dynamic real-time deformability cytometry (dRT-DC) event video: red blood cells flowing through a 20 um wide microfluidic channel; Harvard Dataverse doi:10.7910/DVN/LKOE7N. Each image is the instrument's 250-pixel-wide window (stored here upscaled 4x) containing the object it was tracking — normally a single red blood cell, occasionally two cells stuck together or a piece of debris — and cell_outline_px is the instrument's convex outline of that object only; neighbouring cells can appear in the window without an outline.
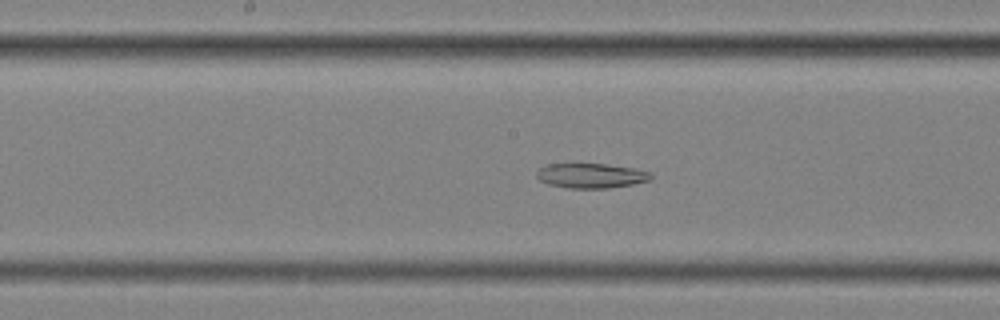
{"species": "common noctule bat (a hibernating species)", "species_latin": "Nyctalus noctula", "temperature_condition": "cold", "stored_images_in_passage": 49, "segment_of_instrument_passage": [2, 2], "camera_frame_rate_fps": 3000, "um_per_image_px": 0.085, "animal": {"sex": "female", "body_mass_g": 25.1}, "frame": {"image": 1, "passage_image": 22, "time_ms": 7.0, "image_size_px": [1000, 320], "cell_outline_px": [[652, 180], [632, 184], [608, 188], [568, 188], [548, 184], [540, 180], [536, 176], [536, 172], [540, 168], [548, 164], [604, 164], [632, 168], [652, 172]], "centroid_in_image_um": [50.25, 14.94], "position_along_channel_um": 198.0, "area_um2": 16.42}}
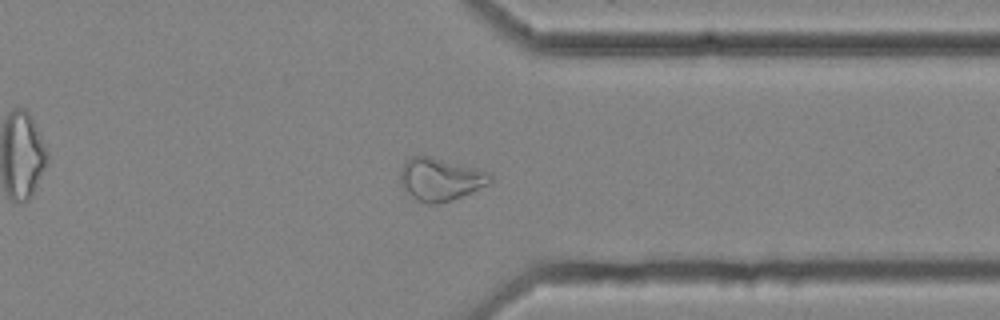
{"frame": {"image": 2, "passage_image": 37, "time_ms": 12.0, "image_size_px": [1000, 320], "cell_outline_px": [[492, 180], [488, 184], [472, 192], [436, 204], [428, 204], [416, 200], [400, 184], [400, 172], [404, 164], [412, 156], [428, 156], [492, 172]], "centroid_in_image_um": [37.44, 15.24], "position_along_channel_um": 374.0, "area_um2": 22.02}}
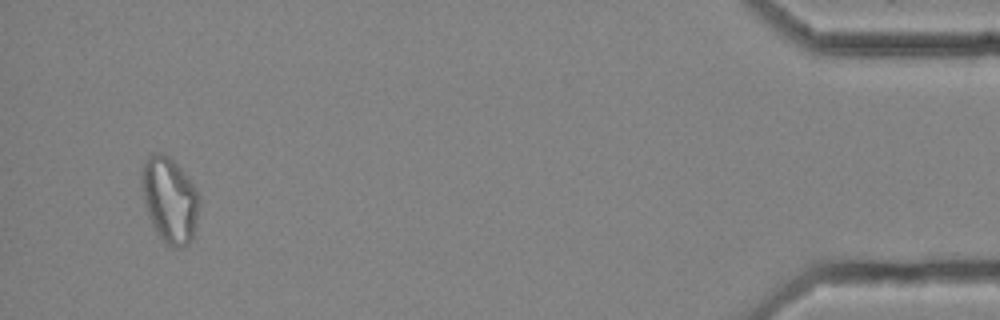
{"frame": {"image": 3, "passage_image": 47, "time_ms": 15.333, "image_size_px": [1000, 320], "cell_outline_px": [[200, 204], [192, 240], [184, 248], [172, 248], [152, 228], [144, 204], [140, 184], [140, 172], [148, 156], [152, 152], [160, 152], [168, 156], [188, 176], [196, 188], [200, 196]], "centroid_in_image_um": [14.41, 16.99], "position_along_channel_um": 420.8, "area_um2": 29.25}}